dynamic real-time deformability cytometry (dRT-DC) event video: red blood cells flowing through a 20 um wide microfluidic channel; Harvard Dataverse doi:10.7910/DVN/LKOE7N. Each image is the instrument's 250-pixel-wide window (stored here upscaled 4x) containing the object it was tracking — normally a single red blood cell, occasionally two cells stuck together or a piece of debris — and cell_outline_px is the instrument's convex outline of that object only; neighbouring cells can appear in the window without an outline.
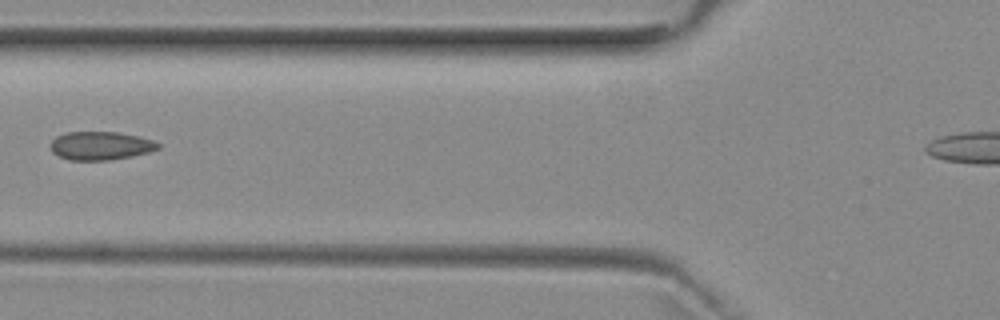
{"species": "common noctule bat (a hibernating species)", "species_latin": "Nyctalus noctula", "temperature_condition": "room temperature", "stored_images_in_passage": 8, "segment_of_instrument_passage": [1, 2], "camera_frame_rate_fps": 3000, "um_per_image_px": 0.085, "animal": {"sex": "female", "body_mass_g": 29.2, "forearm_length_mm": 56.3}, "frame": {"image": 1, "passage_image": 6, "time_ms": 6.0, "image_size_px": [1000, 320], "cell_outline_px": [[160, 148], [148, 152], [132, 156], [108, 160], [72, 160], [60, 156], [52, 152], [52, 140], [56, 136], [64, 132], [120, 132], [140, 136], [152, 140], [160, 144]], "centroid_in_image_um": [8.57, 12.37], "position_along_channel_um": 117.2, "area_um2": 17.74}}
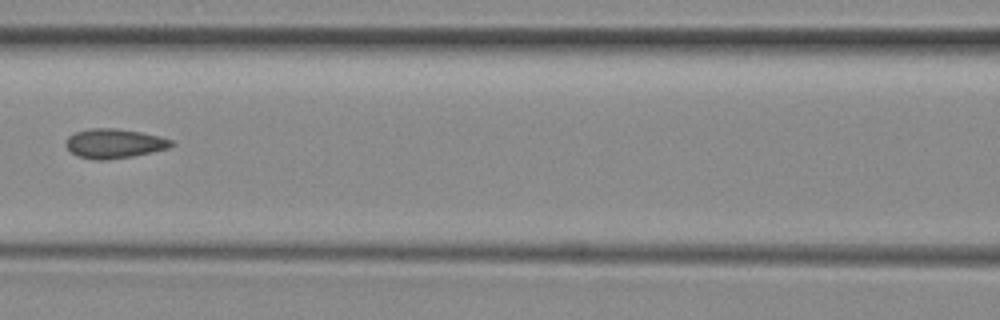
{"frame": {"image": 2, "passage_image": 7, "time_ms": 7.0, "image_size_px": [1000, 320], "cell_outline_px": [[176, 144], [168, 148], [152, 152], [132, 156], [108, 160], [92, 160], [76, 156], [64, 144], [64, 140], [68, 136], [76, 132], [88, 128], [116, 128], [140, 132], [160, 136], [172, 140]], "centroid_in_image_um": [9.68, 12.2], "position_along_channel_um": 156.9, "area_um2": 18.32}}